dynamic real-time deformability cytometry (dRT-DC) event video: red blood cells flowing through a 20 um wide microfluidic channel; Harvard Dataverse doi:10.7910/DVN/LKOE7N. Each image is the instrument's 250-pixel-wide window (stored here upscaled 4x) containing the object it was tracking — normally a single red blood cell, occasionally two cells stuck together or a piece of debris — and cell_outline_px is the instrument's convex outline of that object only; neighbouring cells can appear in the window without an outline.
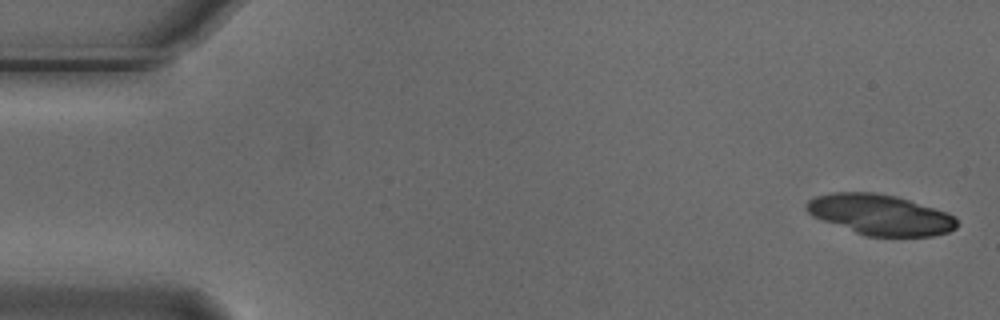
{"species": "Egyptian fruit bat (a non-hibernating species)", "species_latin": "Rousettus aegyptiacus", "temperature_condition": "cold", "stored_images_in_passage": 6, "camera_frame_rate_fps": 3000, "um_per_image_px": 0.085, "animal": {"sex": "male"}, "frame": {"image": 1, "passage_image": 1, "time_ms": 0.0, "image_size_px": [1000, 320], "cell_outline_px": [[956, 228], [948, 232], [932, 236], [864, 236], [820, 220], [812, 216], [804, 208], [804, 204], [808, 200], [816, 196], [832, 192], [872, 192], [896, 196], [948, 212], [956, 216]], "centroid_in_image_um": [74.78, 18.25], "position_along_channel_um": 10.2, "area_um2": 35.78}}